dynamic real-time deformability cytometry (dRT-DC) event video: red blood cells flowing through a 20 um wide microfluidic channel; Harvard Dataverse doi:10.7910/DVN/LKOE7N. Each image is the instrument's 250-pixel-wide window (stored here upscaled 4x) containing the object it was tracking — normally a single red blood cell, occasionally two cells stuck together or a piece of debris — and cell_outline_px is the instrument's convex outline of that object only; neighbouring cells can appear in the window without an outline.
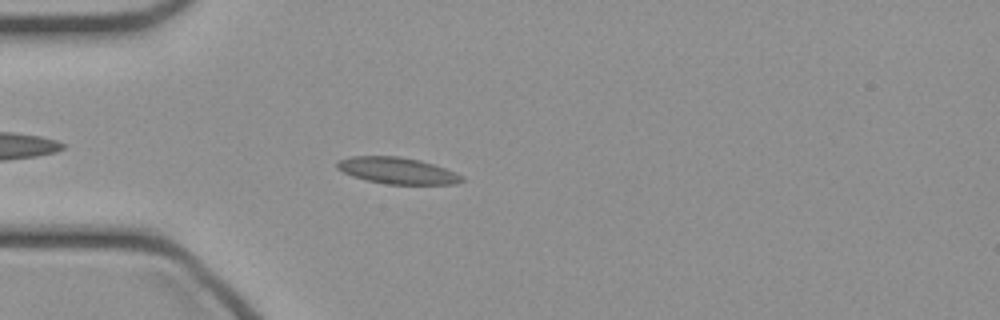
{"species": "common noctule bat (a hibernating species)", "species_latin": "Nyctalus noctula", "temperature_condition": "cold", "stored_images_in_passage": 37, "camera_frame_rate_fps": 3000, "um_per_image_px": 0.085, "animal": {"sex": "female", "body_mass_g": 21.9}, "frame": {"image": 1, "passage_image": 3, "time_ms": 0.667, "image_size_px": [1000, 320], "cell_outline_px": [[464, 180], [456, 184], [388, 184], [368, 180], [352, 176], [336, 168], [336, 160], [352, 156], [400, 156], [420, 160], [456, 172], [464, 176]], "centroid_in_image_um": [33.76, 14.49], "position_along_channel_um": 51.2, "area_um2": 19.25}}
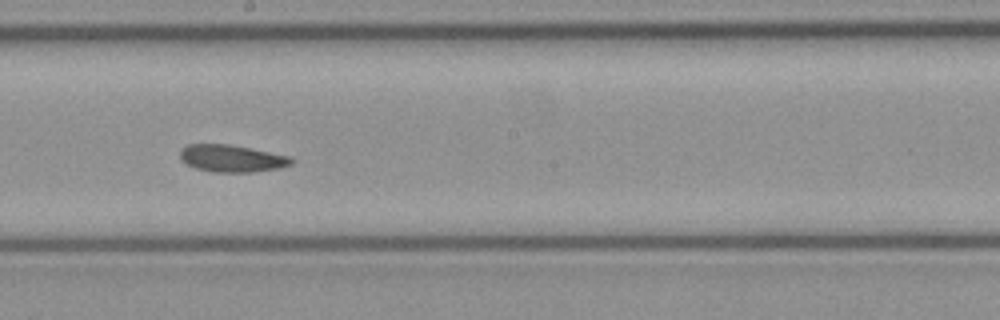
{"frame": {"image": 2, "passage_image": 16, "time_ms": 5.0, "image_size_px": [1000, 320], "cell_outline_px": [[296, 160], [292, 164], [280, 168], [252, 172], [212, 172], [196, 168], [180, 160], [180, 148], [188, 144], [228, 144], [292, 156]], "centroid_in_image_um": [19.73, 13.46], "position_along_channel_um": 228.5, "area_um2": 17.8}}
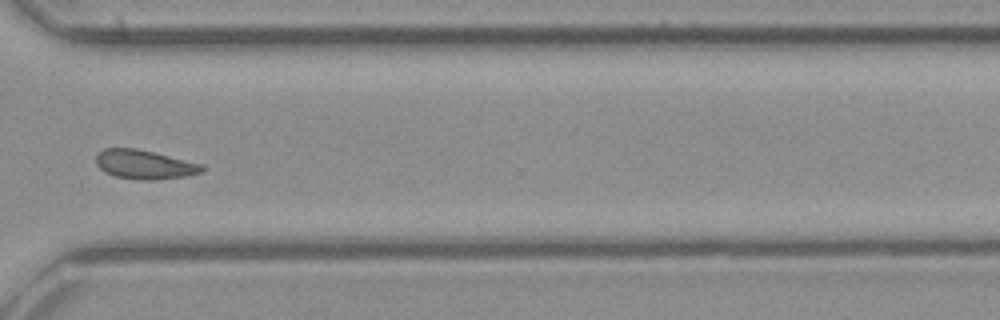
{"frame": {"image": 3, "passage_image": 25, "time_ms": 8.0, "image_size_px": [1000, 320], "cell_outline_px": [[208, 168], [204, 172], [184, 176], [156, 180], [140, 180], [116, 176], [104, 172], [96, 164], [96, 152], [104, 148], [136, 148], [204, 164]], "centroid_in_image_um": [12.31, 13.98], "position_along_channel_um": 358.3, "area_um2": 18.21}}